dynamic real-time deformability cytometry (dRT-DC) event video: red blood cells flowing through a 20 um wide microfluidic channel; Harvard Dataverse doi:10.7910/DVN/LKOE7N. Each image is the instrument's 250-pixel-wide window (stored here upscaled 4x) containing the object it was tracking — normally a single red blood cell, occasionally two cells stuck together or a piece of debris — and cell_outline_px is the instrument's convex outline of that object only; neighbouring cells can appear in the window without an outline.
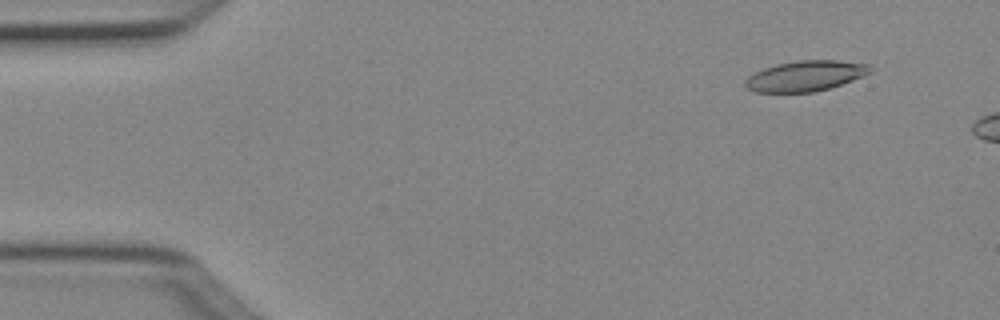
{"species": "Egyptian fruit bat (a non-hibernating species)", "species_latin": "Rousettus aegyptiacus", "temperature_condition": "cold", "stored_images_in_passage": 3, "camera_frame_rate_fps": 3000, "um_per_image_px": 0.085, "animal": {"sex": "female"}, "frame": {"image": 1, "passage_image": 1, "time_ms": 0.0, "image_size_px": [1000, 320], "cell_outline_px": [[872, 72], [864, 76], [828, 88], [812, 92], [756, 92], [748, 88], [744, 84], [744, 80], [748, 76], [764, 68], [776, 64], [796, 60], [836, 60], [868, 64], [872, 68]], "centroid_in_image_um": [68.46, 6.44], "position_along_channel_um": 16.5, "area_um2": 22.08}}